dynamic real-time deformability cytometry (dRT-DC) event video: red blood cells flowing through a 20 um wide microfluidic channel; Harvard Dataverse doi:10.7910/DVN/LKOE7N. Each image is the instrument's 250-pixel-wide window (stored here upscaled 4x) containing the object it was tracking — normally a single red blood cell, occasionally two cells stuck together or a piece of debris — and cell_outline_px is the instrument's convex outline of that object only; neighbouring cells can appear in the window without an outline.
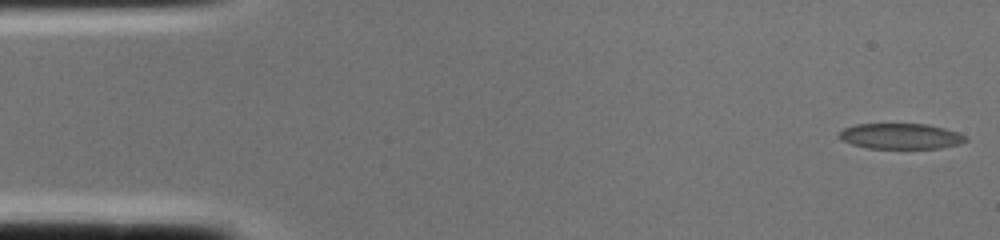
{"species": "common noctule bat (a hibernating species)", "species_latin": "Nyctalus noctula", "temperature_condition": "cold", "stored_images_in_passage": 2, "camera_frame_rate_fps": 3000, "um_per_image_px": 0.085, "animal": {"sex": "female", "body_mass_g": 22.0, "forearm_length_mm": 56.7}, "frame": {"image": 1, "passage_image": 1, "time_ms": 0.0, "image_size_px": [1000, 240], "cell_outline_px": [[968, 140], [956, 144], [940, 148], [868, 148], [852, 144], [840, 140], [836, 136], [836, 132], [844, 128], [856, 124], [928, 124], [944, 128], [956, 132], [964, 136]], "centroid_in_image_um": [76.46, 11.57], "position_along_channel_um": 8.5, "area_um2": 18.84}}
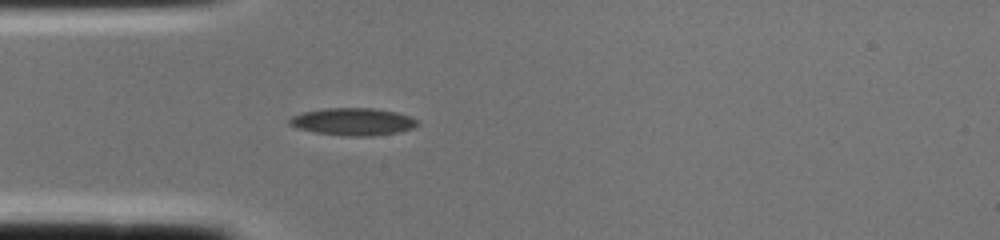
{"frame": {"image": 2, "passage_image": 2, "time_ms": 0.333, "image_size_px": [1000, 240], "cell_outline_px": [[420, 124], [412, 128], [396, 132], [372, 136], [348, 136], [316, 132], [296, 128], [288, 124], [288, 120], [292, 116], [304, 112], [324, 108], [372, 108], [396, 112], [408, 116], [416, 120]], "centroid_in_image_um": [29.97, 10.34], "position_along_channel_um": 55.0, "area_um2": 20.23}}